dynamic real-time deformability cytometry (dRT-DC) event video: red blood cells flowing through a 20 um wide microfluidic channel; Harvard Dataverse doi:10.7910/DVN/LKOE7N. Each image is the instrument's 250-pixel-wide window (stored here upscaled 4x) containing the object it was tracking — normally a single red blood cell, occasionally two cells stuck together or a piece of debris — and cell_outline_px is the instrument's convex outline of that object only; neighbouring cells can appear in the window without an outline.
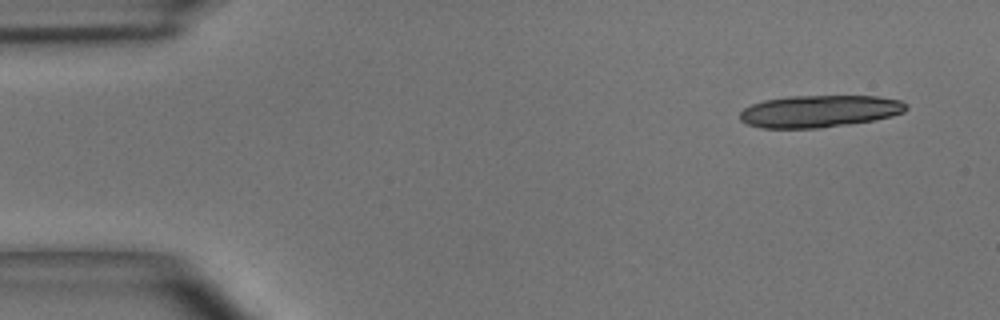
{"species": "common noctule bat (a hibernating species)", "species_latin": "Nyctalus noctula", "temperature_condition": "room temperature", "stored_images_in_passage": 5, "camera_frame_rate_fps": 3000, "um_per_image_px": 0.085, "animal": {"sex": "male", "body_mass_g": 15.6}, "frame": {"image": 1, "passage_image": 1, "time_ms": 0.0, "image_size_px": [1000, 320], "cell_outline_px": [[908, 108], [904, 112], [892, 116], [872, 120], [848, 124], [820, 128], [760, 128], [748, 124], [740, 120], [740, 112], [744, 108], [752, 104], [764, 100], [788, 96], [876, 96], [900, 100], [908, 104]], "centroid_in_image_um": [69.65, 9.45], "position_along_channel_um": 15.4, "area_um2": 31.15}}